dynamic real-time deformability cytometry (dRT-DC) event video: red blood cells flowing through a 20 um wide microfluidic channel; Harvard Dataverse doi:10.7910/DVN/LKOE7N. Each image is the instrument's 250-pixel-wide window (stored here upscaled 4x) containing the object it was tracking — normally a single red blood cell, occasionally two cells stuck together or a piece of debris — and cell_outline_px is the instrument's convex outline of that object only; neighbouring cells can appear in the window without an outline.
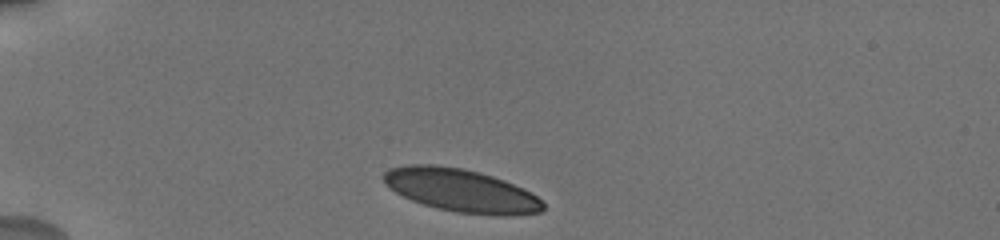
{"species": "human", "species_latin": "Homo sapiens", "temperature_condition": "cold", "stored_images_in_passage": 26, "camera_frame_rate_fps": 3000, "um_per_image_px": 0.085, "donor": {"sex": "male"}, "frame": {"image": 1, "passage_image": 1, "time_ms": 0.0, "image_size_px": [1000, 240], "cell_outline_px": [[544, 208], [540, 212], [504, 216], [500, 216], [456, 212], [436, 208], [412, 200], [396, 192], [380, 176], [388, 168], [408, 164], [436, 164], [464, 168], [480, 172], [504, 180], [536, 196], [544, 204]], "centroid_in_image_um": [39.16, 16.17], "position_along_channel_um": 45.8, "area_um2": 39.77}}
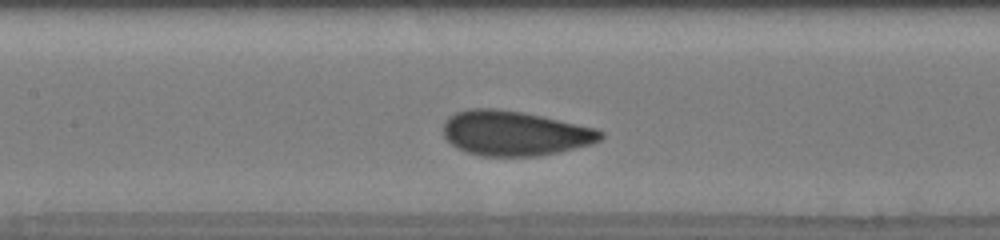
{"frame": {"image": 2, "passage_image": 9, "time_ms": 4.333, "image_size_px": [1000, 240], "cell_outline_px": [[604, 136], [600, 140], [592, 144], [560, 152], [536, 156], [480, 156], [456, 148], [444, 136], [444, 120], [448, 116], [456, 112], [472, 108], [496, 108], [524, 112], [596, 128], [604, 132]], "centroid_in_image_um": [43.75, 11.32], "position_along_channel_um": 163.6, "area_um2": 41.27}}
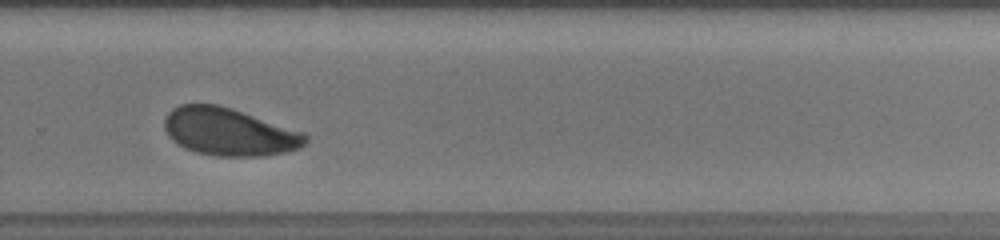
{"frame": {"image": 3, "passage_image": 21, "time_ms": 8.333, "image_size_px": [1000, 240], "cell_outline_px": [[308, 140], [300, 148], [284, 152], [264, 156], [216, 156], [196, 152], [184, 148], [172, 140], [168, 136], [164, 128], [164, 120], [168, 112], [172, 108], [180, 104], [216, 104], [232, 108], [308, 132]], "centroid_in_image_um": [19.51, 11.2], "position_along_channel_um": 310.3, "area_um2": 39.71}}